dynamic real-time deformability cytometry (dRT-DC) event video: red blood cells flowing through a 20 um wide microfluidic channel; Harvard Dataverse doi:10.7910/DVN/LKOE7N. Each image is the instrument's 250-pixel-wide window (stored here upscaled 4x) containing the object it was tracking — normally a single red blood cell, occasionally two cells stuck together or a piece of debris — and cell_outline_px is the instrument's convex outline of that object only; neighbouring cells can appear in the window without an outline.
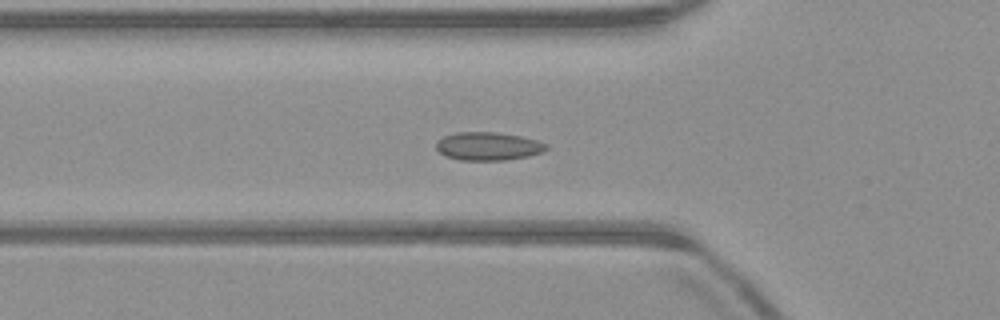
{"species": "common noctule bat (a hibernating species)", "species_latin": "Nyctalus noctula", "temperature_condition": "warm", "stored_images_in_passage": 53, "camera_frame_rate_fps": 3000, "um_per_image_px": 0.085, "animal": {"sex": "male", "body_mass_g": 23.1, "forearm_length_mm": 52.7}, "frame": {"image": 1, "passage_image": 18, "time_ms": 5.667, "image_size_px": [1000, 320], "cell_outline_px": [[548, 148], [544, 152], [528, 156], [508, 160], [460, 160], [444, 156], [436, 148], [436, 140], [444, 136], [456, 132], [496, 132], [520, 136], [536, 140], [548, 144]], "centroid_in_image_um": [41.49, 12.43], "position_along_channel_um": 84.3, "area_um2": 18.26}}
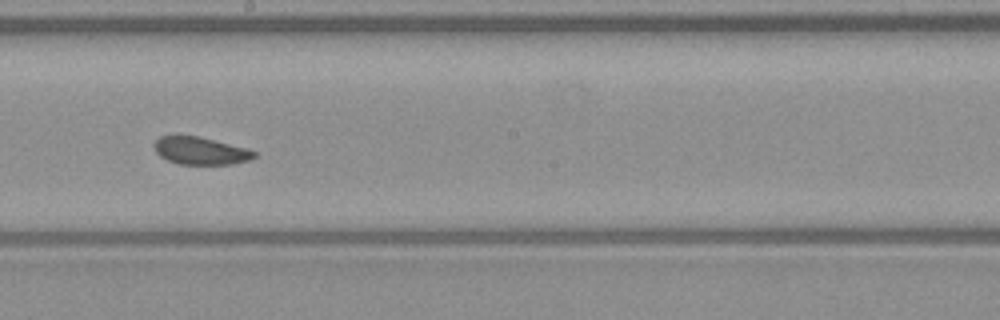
{"frame": {"image": 2, "passage_image": 29, "time_ms": 9.333, "image_size_px": [1000, 320], "cell_outline_px": [[256, 156], [248, 160], [232, 164], [180, 164], [168, 160], [160, 156], [156, 152], [152, 144], [160, 136], [200, 136], [248, 148], [256, 152]], "centroid_in_image_um": [17.05, 12.81], "position_along_channel_um": 231.2, "area_um2": 16.07}}
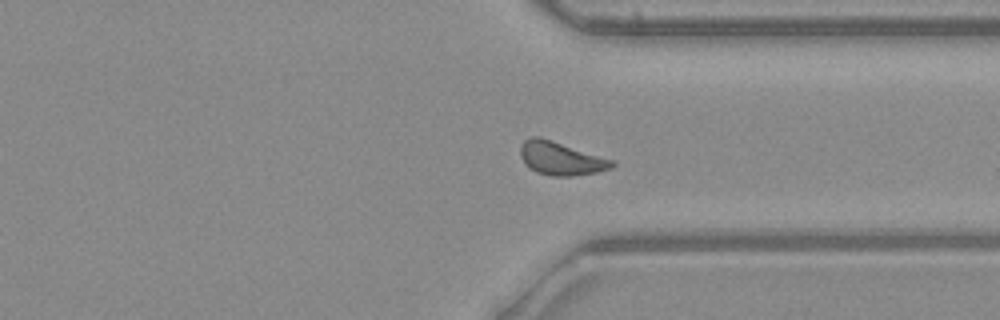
{"frame": {"image": 3, "passage_image": 39, "time_ms": 12.667, "image_size_px": [1000, 320], "cell_outline_px": [[616, 164], [612, 168], [596, 172], [568, 176], [552, 176], [536, 172], [528, 168], [524, 164], [520, 156], [520, 144], [524, 140], [532, 136], [540, 136], [616, 160]], "centroid_in_image_um": [47.67, 13.45], "position_along_channel_um": 363.7, "area_um2": 18.15}}